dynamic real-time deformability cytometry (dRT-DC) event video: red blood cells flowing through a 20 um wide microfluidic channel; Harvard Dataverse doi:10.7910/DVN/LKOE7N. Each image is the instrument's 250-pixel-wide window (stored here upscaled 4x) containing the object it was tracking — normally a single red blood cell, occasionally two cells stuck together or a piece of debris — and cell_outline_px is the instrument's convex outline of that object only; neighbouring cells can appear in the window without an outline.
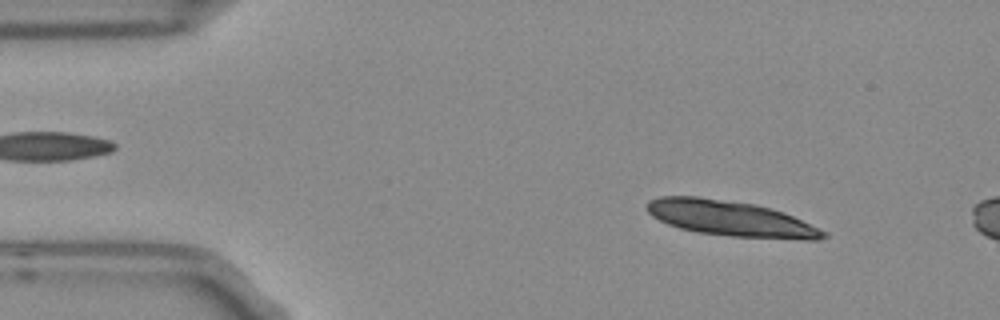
{"species": "Egyptian fruit bat (a non-hibernating species)", "species_latin": "Rousettus aegyptiacus", "temperature_condition": "room temperature", "stored_images_in_passage": 3, "camera_frame_rate_fps": 3000, "um_per_image_px": 0.085, "frame": {"image": 1, "passage_image": 1, "time_ms": 0.0, "image_size_px": [1000, 320], "cell_outline_px": [[828, 236], [816, 240], [804, 240], [732, 236], [700, 232], [680, 228], [668, 224], [652, 216], [648, 212], [648, 200], [660, 196], [696, 196], [756, 204], [792, 216], [828, 232]], "centroid_in_image_um": [62.11, 18.57], "position_along_channel_um": 22.9, "area_um2": 36.07}}